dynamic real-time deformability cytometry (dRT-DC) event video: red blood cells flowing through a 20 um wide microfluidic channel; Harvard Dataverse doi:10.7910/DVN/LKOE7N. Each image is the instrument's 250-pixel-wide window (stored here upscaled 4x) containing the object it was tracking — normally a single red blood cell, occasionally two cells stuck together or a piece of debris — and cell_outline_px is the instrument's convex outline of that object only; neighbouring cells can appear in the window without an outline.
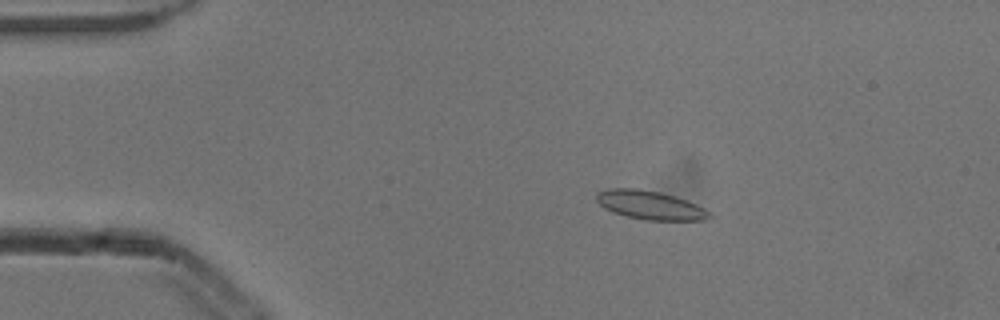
{"species": "common noctule bat (a hibernating species)", "species_latin": "Nyctalus noctula", "temperature_condition": "cold", "stored_images_in_passage": 2, "camera_frame_rate_fps": 3000, "um_per_image_px": 0.085, "animal": {"sex": "male", "body_mass_g": 13.3}, "frame": {"image": 1, "passage_image": 1, "time_ms": 0.0, "image_size_px": [1000, 320], "cell_outline_px": [[712, 216], [708, 220], [644, 220], [612, 212], [604, 208], [596, 200], [596, 192], [608, 188], [636, 188], [660, 192], [676, 196], [696, 204], [712, 212]], "centroid_in_image_um": [55.27, 17.43], "position_along_channel_um": 29.7, "area_um2": 19.07}}